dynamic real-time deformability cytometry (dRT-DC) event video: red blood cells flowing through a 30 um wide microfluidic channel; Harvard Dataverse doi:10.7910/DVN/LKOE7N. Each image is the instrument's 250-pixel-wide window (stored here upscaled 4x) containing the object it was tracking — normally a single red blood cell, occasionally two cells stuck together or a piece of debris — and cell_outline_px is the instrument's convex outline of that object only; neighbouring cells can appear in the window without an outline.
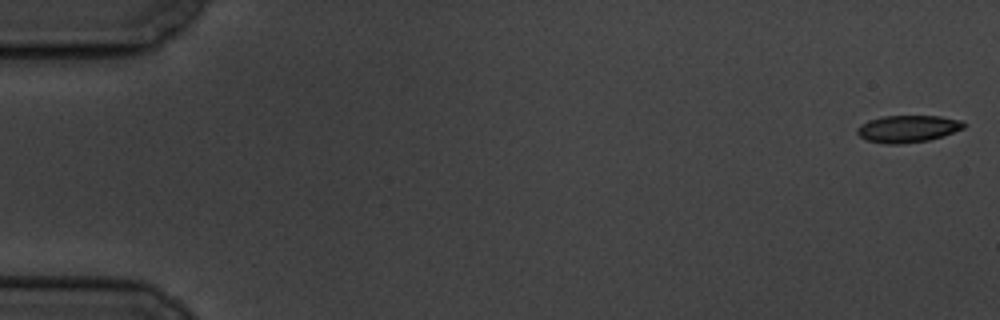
{"species": "common noctule bat (a hibernating species)", "species_latin": "Nyctalus noctula", "temperature_condition": "cold", "stored_images_in_passage": 6, "camera_frame_rate_fps": 3000, "um_per_image_px": 0.085, "animal": {"sex": "male", "body_mass_g": 19.5, "forearm_length_mm": 54.6}, "frame": {"image": 1, "passage_image": 1, "time_ms": 0.0, "image_size_px": [1000, 320], "cell_outline_px": [[968, 124], [964, 128], [944, 136], [928, 140], [900, 144], [884, 144], [868, 140], [860, 136], [856, 132], [856, 128], [860, 124], [868, 120], [880, 116], [940, 116], [960, 120]], "centroid_in_image_um": [77.16, 10.94], "position_along_channel_um": 7.8, "area_um2": 16.99}}
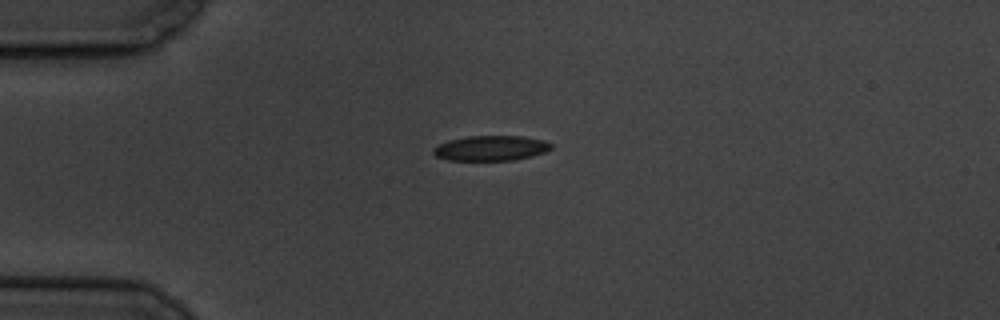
{"frame": {"image": 2, "passage_image": 5, "time_ms": 4.667, "image_size_px": [1000, 320], "cell_outline_px": [[552, 148], [544, 152], [532, 156], [512, 160], [448, 160], [436, 156], [432, 152], [432, 148], [448, 140], [468, 136], [524, 136], [544, 140], [552, 144]], "centroid_in_image_um": [41.72, 12.59], "position_along_channel_um": 43.3, "area_um2": 17.22}}